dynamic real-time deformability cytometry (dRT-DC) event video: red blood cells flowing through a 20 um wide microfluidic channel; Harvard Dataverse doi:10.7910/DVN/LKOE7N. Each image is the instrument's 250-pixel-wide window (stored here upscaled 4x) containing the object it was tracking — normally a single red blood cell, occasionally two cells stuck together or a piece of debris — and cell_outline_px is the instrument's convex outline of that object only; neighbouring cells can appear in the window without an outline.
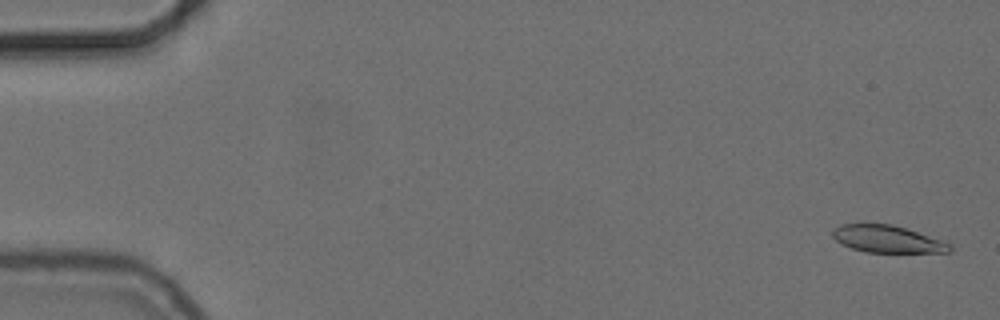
{"species": "common noctule bat (a hibernating species)", "species_latin": "Nyctalus noctula", "temperature_condition": "cold", "stored_images_in_passage": 20, "camera_frame_rate_fps": 3000, "um_per_image_px": 0.085, "animal": {"sex": "female", "body_mass_g": 24.6, "forearm_length_mm": 56.2}, "frame": {"image": 1, "passage_image": 2, "time_ms": 0.333, "image_size_px": [1000, 320], "cell_outline_px": [[952, 248], [948, 252], [864, 252], [852, 248], [836, 240], [832, 236], [832, 228], [840, 224], [864, 220], [892, 224], [952, 244]], "centroid_in_image_um": [75.31, 20.26], "position_along_channel_um": 9.7, "area_um2": 19.02}}
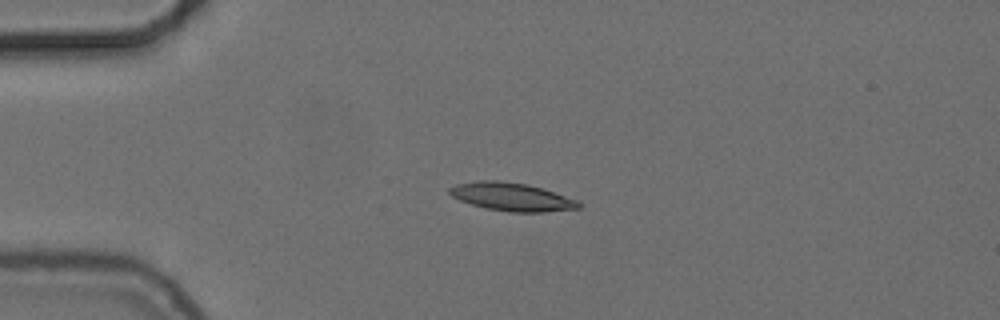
{"frame": {"image": 2, "passage_image": 14, "time_ms": 4.333, "image_size_px": [1000, 320], "cell_outline_px": [[580, 208], [544, 212], [512, 212], [488, 208], [472, 204], [460, 200], [452, 196], [448, 192], [448, 188], [456, 184], [480, 180], [496, 180], [528, 184], [576, 200], [580, 204]], "centroid_in_image_um": [43.45, 16.72], "position_along_channel_um": 41.6, "area_um2": 20.81}}
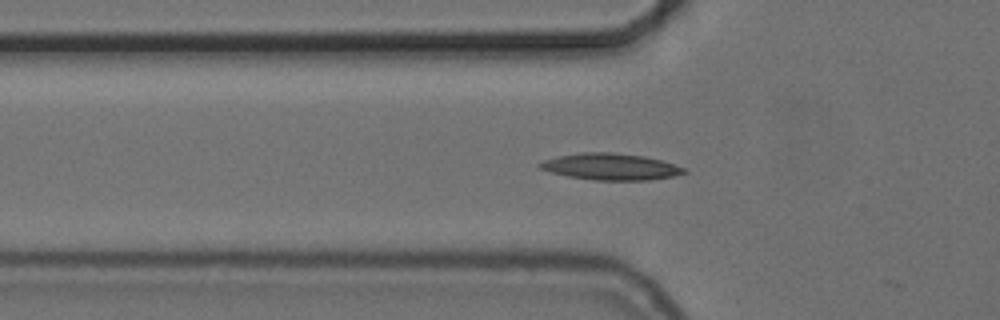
{"frame": {"image": 3, "passage_image": 19, "time_ms": 6.0, "image_size_px": [1000, 320], "cell_outline_px": [[688, 172], [672, 176], [648, 180], [592, 180], [568, 176], [552, 172], [540, 168], [536, 164], [544, 160], [556, 156], [580, 152], [612, 152], [644, 156], [660, 160], [684, 168]], "centroid_in_image_um": [51.86, 14.16], "position_along_channel_um": 73.9, "area_um2": 22.2}}